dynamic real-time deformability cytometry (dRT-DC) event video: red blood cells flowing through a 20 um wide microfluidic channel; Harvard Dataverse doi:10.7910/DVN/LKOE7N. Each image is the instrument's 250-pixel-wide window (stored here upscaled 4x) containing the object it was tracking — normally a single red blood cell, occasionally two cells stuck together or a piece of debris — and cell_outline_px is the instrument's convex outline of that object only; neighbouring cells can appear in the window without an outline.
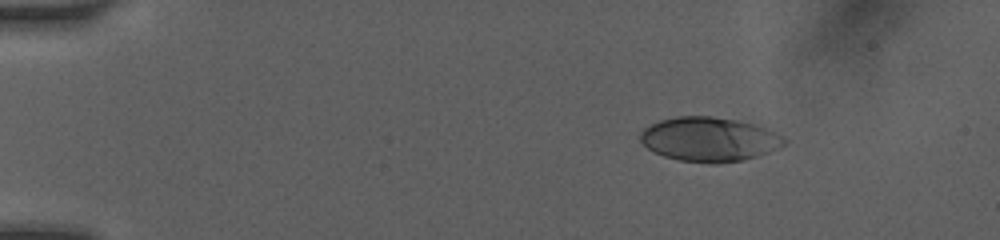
{"species": "human", "species_latin": "Homo sapiens", "temperature_condition": "room temperature", "stored_images_in_passage": 25, "camera_frame_rate_fps": 3000, "um_per_image_px": 0.085, "donor": {"sex": "female"}, "frame": {"image": 1, "passage_image": 3, "time_ms": 2.0, "image_size_px": [1000, 240], "cell_outline_px": [[788, 140], [784, 144], [768, 152], [744, 160], [716, 164], [712, 164], [680, 160], [664, 156], [652, 152], [640, 140], [640, 132], [644, 128], [660, 120], [676, 116], [712, 116], [736, 120], [752, 124], [764, 128]], "centroid_in_image_um": [60.23, 11.85], "position_along_channel_um": 24.8, "area_um2": 36.88}}
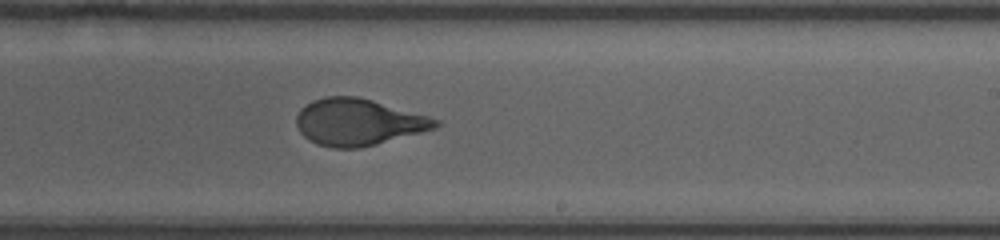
{"frame": {"image": 2, "passage_image": 12, "time_ms": 10.0, "image_size_px": [1000, 240], "cell_outline_px": [[440, 124], [436, 128], [376, 144], [360, 148], [332, 148], [316, 144], [308, 140], [300, 132], [296, 124], [296, 116], [300, 108], [312, 100], [324, 96], [356, 96], [372, 100], [428, 116], [440, 120]], "centroid_in_image_um": [30.41, 10.38], "position_along_channel_um": 258.6, "area_um2": 37.86}}
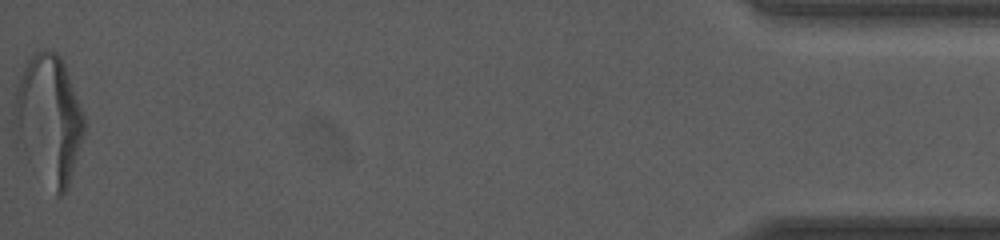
{"frame": {"image": 3, "passage_image": 25, "time_ms": 16.333, "image_size_px": [1000, 240], "cell_outline_px": [[88, 124], [68, 188], [60, 196], [56, 196], [24, 148], [12, 120], [12, 112], [16, 88], [20, 76], [28, 60], [36, 52], [44, 48], [48, 48], [56, 52], [60, 56], [64, 64], [88, 120]], "centroid_in_image_um": [4.22, 10.05], "position_along_channel_um": 431.0, "area_um2": 51.85}, "authors_computed_cell_mechanics": {"area_um2": 37.9746, "velocity_mm_per_s": 4.1077, "shape_relaxation_time_tau1_ms": 4.5952, "shape_relaxation_time_tau2_ms": null, "deformation_change_tau1": 0.1927, "deformation_change_tau2": null}}